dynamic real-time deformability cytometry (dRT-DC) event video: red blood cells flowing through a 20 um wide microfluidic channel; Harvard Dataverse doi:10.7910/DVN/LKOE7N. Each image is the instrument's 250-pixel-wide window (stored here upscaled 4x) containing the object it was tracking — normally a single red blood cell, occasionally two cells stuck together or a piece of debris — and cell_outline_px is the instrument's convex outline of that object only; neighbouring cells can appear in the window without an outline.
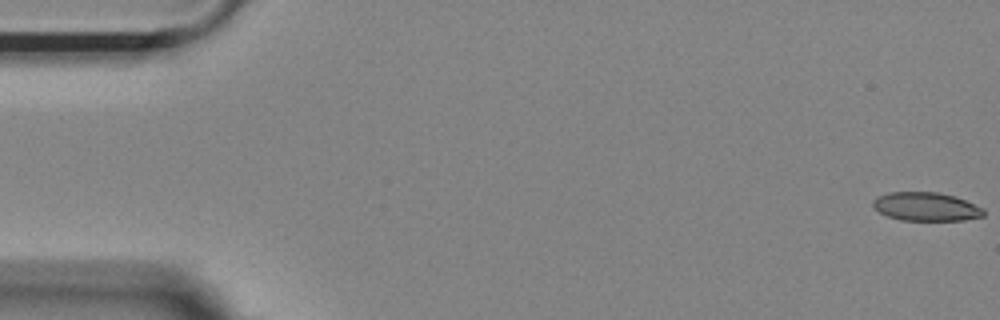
{"species": "Egyptian fruit bat (a non-hibernating species)", "species_latin": "Rousettus aegyptiacus", "temperature_condition": "room temperature", "stored_images_in_passage": 41, "camera_frame_rate_fps": 3000, "um_per_image_px": 0.085, "animal": {"sex": "female"}, "frame": {"image": 1, "passage_image": 1, "time_ms": 0.0, "image_size_px": [1000, 320], "cell_outline_px": [[984, 216], [964, 220], [900, 220], [888, 216], [880, 212], [872, 204], [872, 200], [876, 196], [892, 192], [936, 192], [956, 196], [984, 208]], "centroid_in_image_um": [78.73, 17.56], "position_along_channel_um": 6.3, "area_um2": 18.44}}
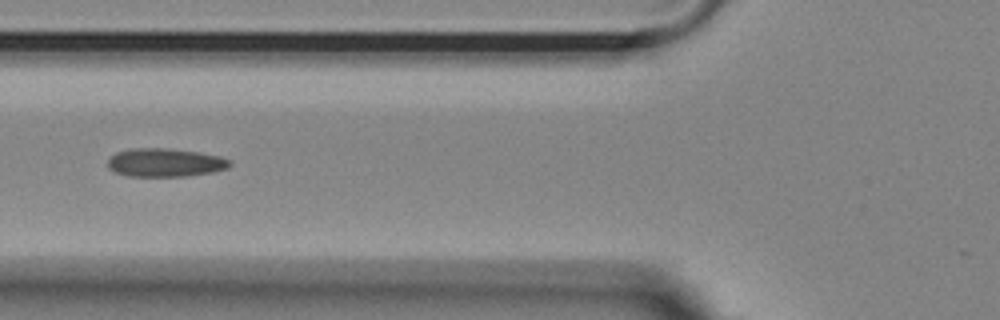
{"frame": {"image": 2, "passage_image": 21, "time_ms": 6.667, "image_size_px": [1000, 320], "cell_outline_px": [[232, 164], [228, 168], [212, 172], [184, 176], [128, 176], [116, 172], [108, 168], [108, 160], [116, 152], [132, 148], [168, 148], [200, 152], [220, 156], [228, 160]], "centroid_in_image_um": [14.03, 13.81], "position_along_channel_um": 111.8, "area_um2": 20.17}}
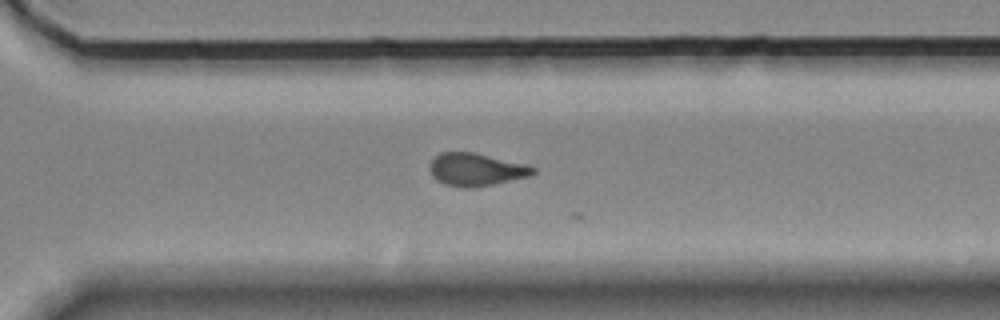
{"frame": {"image": 3, "passage_image": 39, "time_ms": 12.667, "image_size_px": [1000, 320], "cell_outline_px": [[536, 172], [532, 176], [472, 188], [460, 188], [444, 184], [436, 180], [432, 176], [428, 168], [428, 164], [440, 152], [472, 152], [532, 164], [536, 168]], "centroid_in_image_um": [40.5, 14.41], "position_along_channel_um": 330.1, "area_um2": 20.23}}